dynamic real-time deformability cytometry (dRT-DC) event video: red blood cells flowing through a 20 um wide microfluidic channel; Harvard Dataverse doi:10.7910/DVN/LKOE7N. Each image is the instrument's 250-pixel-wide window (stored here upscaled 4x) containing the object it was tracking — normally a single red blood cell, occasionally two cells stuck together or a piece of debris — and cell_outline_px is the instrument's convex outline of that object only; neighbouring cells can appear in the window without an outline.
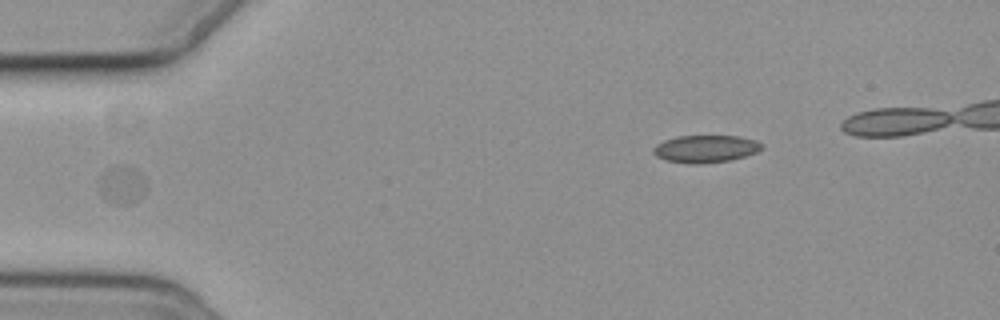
{"species": "common noctule bat (a hibernating species)", "species_latin": "Nyctalus noctula", "temperature_condition": "cold", "stored_images_in_passage": 3, "camera_frame_rate_fps": 3000, "um_per_image_px": 0.085, "animal": {"sex": "female", "body_mass_g": 19.3, "forearm_length_mm": 54.1}, "frame": {"image": 1, "passage_image": 3, "time_ms": 2.333, "image_size_px": [1000, 320], "cell_outline_px": [[144, 196], [128, 204], [116, 204], [104, 200], [100, 192], [96, 180], [112, 168], [124, 164], [132, 168], [144, 176]], "centroid_in_image_um": [10.33, 15.74], "position_along_channel_um": 74.7, "area_um2": 10.35}}